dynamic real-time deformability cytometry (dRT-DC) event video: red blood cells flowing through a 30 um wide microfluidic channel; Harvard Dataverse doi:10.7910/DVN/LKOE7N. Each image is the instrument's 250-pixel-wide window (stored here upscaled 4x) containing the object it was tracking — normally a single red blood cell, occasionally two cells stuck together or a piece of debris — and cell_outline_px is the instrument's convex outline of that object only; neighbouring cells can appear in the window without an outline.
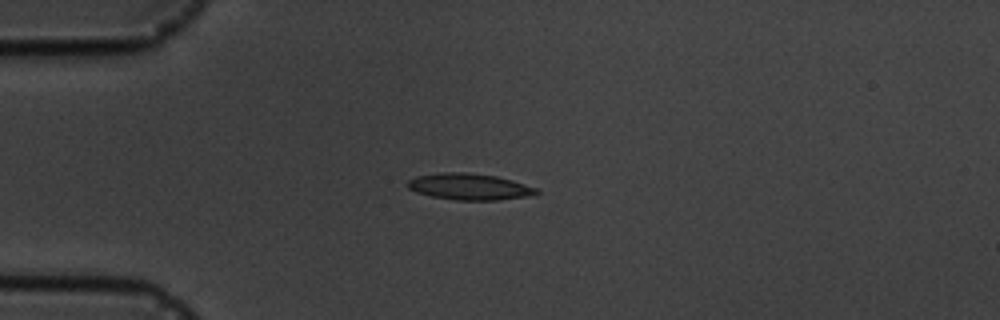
{"species": "common noctule bat (a hibernating species)", "species_latin": "Nyctalus noctula", "temperature_condition": "cold", "stored_images_in_passage": 17, "camera_frame_rate_fps": 3000, "um_per_image_px": 0.085, "animal": {"sex": "male", "body_mass_g": 19.5, "forearm_length_mm": 54.6}, "frame": {"image": 1, "passage_image": 5, "time_ms": 4.667, "image_size_px": [1000, 320], "cell_outline_px": [[540, 192], [528, 196], [500, 200], [456, 200], [432, 196], [416, 192], [408, 188], [408, 180], [416, 176], [444, 172], [468, 172], [496, 176], [512, 180], [536, 188]], "centroid_in_image_um": [39.89, 15.86], "position_along_channel_um": 45.1, "area_um2": 19.71}}
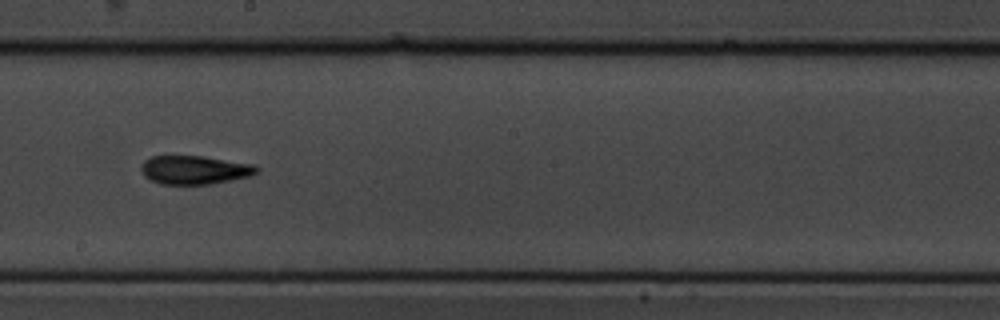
{"frame": {"image": 2, "passage_image": 10, "time_ms": 10.333, "image_size_px": [1000, 320], "cell_outline_px": [[260, 172], [252, 176], [232, 180], [208, 184], [160, 184], [144, 176], [140, 168], [144, 160], [152, 156], [204, 156], [256, 164], [260, 168]], "centroid_in_image_um": [16.61, 14.43], "position_along_channel_um": 231.6, "area_um2": 19.54}}
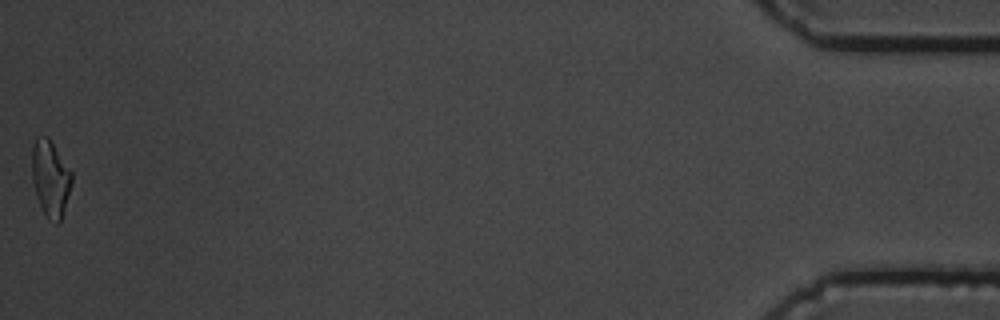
{"frame": {"image": 3, "passage_image": 17, "time_ms": 18.333, "image_size_px": [1000, 320], "cell_outline_px": [[72, 184], [60, 220], [56, 224], [48, 220], [36, 196], [32, 180], [32, 148], [36, 136], [48, 136], [72, 172]], "centroid_in_image_um": [4.28, 15.14], "position_along_channel_um": 430.9, "area_um2": 17.63}, "authors_computed_cell_mechanics": {"area_um2": 18.6694, "velocity_mm_per_s": 3.6604, "shape_relaxation_time_tau1_ms": 4.8675, "shape_relaxation_time_tau2_ms": 2.2358, "deformation_change_tau1": 0.1446, "deformation_change_tau2": 0.0948}}